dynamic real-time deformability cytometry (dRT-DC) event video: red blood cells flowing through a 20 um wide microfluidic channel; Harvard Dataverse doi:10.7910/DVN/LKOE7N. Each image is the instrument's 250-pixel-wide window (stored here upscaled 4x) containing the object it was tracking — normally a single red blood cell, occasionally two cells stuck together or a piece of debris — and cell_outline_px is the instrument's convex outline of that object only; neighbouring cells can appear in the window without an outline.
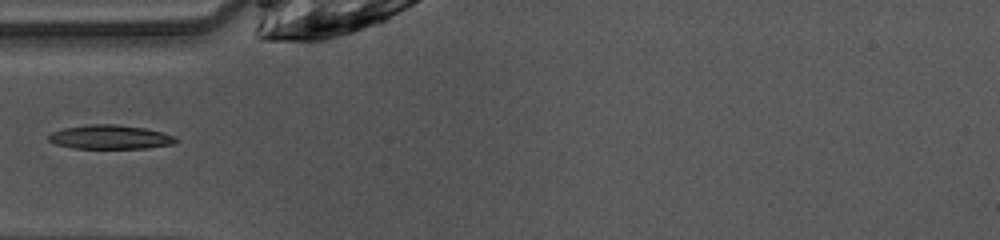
{"species": "common noctule bat (a hibernating species)", "species_latin": "Nyctalus noctula", "temperature_condition": "warm", "stored_images_in_passage": 22, "camera_frame_rate_fps": 3000, "um_per_image_px": 0.085, "animal": {"sex": "female", "body_mass_g": 10.0, "forearm_length_mm": 53.1}, "frame": {"image": 1, "passage_image": 1, "time_ms": 0.0, "image_size_px": [1000, 240], "cell_outline_px": [[176, 144], [148, 148], [72, 148], [56, 144], [48, 140], [48, 136], [52, 132], [64, 128], [88, 124], [116, 124], [144, 128], [176, 136]], "centroid_in_image_um": [9.37, 11.65], "position_along_channel_um": 75.6, "area_um2": 17.8}}